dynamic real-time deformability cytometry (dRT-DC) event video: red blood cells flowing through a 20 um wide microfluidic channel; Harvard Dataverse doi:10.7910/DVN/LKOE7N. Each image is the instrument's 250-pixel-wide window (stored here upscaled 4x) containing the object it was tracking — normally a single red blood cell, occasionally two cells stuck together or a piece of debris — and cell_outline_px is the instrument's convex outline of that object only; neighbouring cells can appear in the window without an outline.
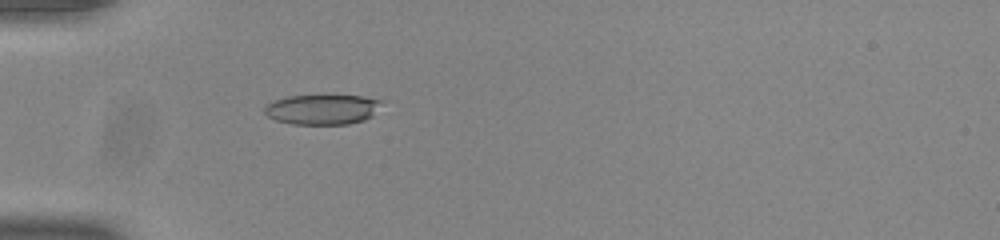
{"species": "common noctule bat (a hibernating species)", "species_latin": "Nyctalus noctula", "temperature_condition": "room temperature", "stored_images_in_passage": 45, "camera_frame_rate_fps": 3000, "um_per_image_px": 0.085, "animal": {"sex": "male", "body_mass_g": 20.0, "forearm_length_mm": 53.3}, "frame": {"image": 1, "passage_image": 9, "time_ms": 2.667, "image_size_px": [1000, 240], "cell_outline_px": [[388, 100], [372, 116], [364, 120], [348, 124], [292, 124], [276, 120], [268, 116], [264, 112], [264, 108], [268, 104], [276, 100], [288, 96], [360, 96]], "centroid_in_image_um": [27.48, 9.3], "position_along_channel_um": 57.5, "area_um2": 20.58}}
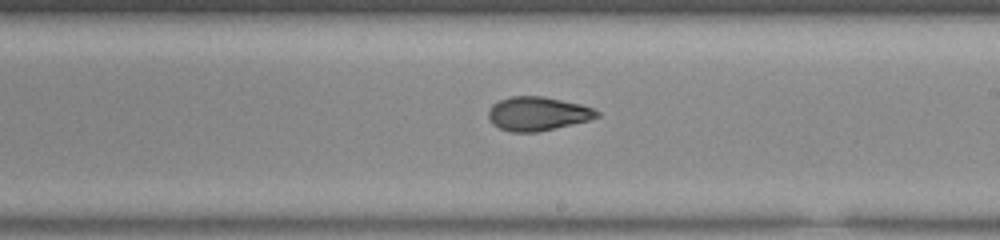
{"frame": {"image": 2, "passage_image": 24, "time_ms": 7.667, "image_size_px": [1000, 240], "cell_outline_px": [[600, 116], [588, 120], [572, 124], [536, 132], [512, 132], [500, 128], [492, 124], [488, 116], [488, 112], [492, 104], [500, 100], [512, 96], [544, 96], [580, 104], [592, 108], [600, 112]], "centroid_in_image_um": [45.69, 9.66], "position_along_channel_um": 243.3, "area_um2": 21.27}}
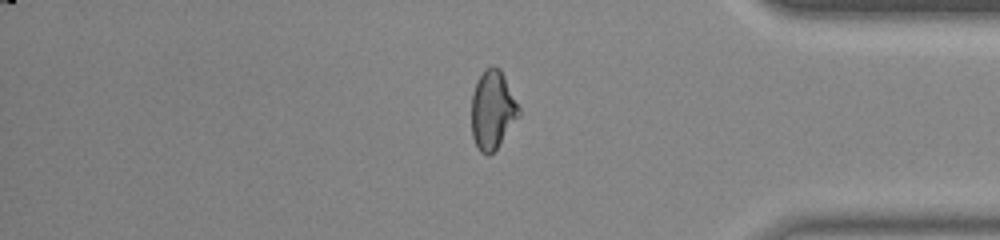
{"frame": {"image": 3, "passage_image": 37, "time_ms": 12.0, "image_size_px": [1000, 240], "cell_outline_px": [[520, 116], [496, 148], [488, 156], [480, 152], [472, 136], [472, 92], [484, 68], [492, 64], [500, 68], [520, 108]], "centroid_in_image_um": [41.87, 9.32], "position_along_channel_um": 393.3, "area_um2": 21.62}, "authors_computed_cell_mechanics": {"area_um2": 21.7328, "velocity_mm_per_s": 3.9035, "shape_relaxation_time_tau1_ms": null, "shape_relaxation_time_tau2_ms": 2.1652, "deformation_change_tau1": null, "deformation_change_tau2": 0.0804}}